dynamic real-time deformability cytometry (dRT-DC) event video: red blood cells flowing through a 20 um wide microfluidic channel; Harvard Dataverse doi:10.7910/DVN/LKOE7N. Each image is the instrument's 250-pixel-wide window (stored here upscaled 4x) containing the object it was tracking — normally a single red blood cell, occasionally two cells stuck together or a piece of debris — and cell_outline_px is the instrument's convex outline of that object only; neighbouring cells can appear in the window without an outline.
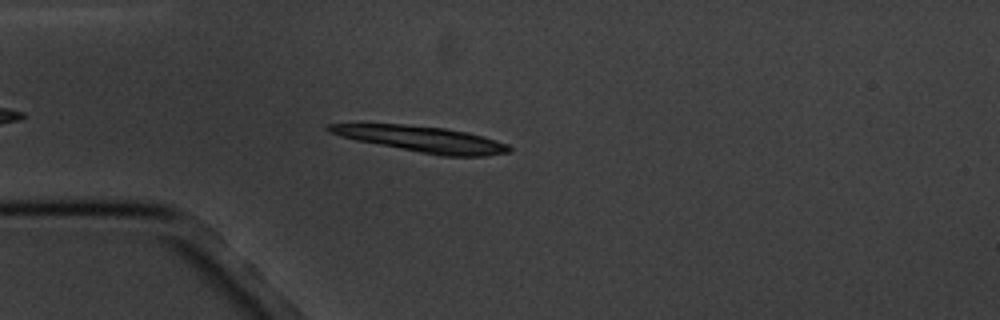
{"species": "common noctule bat (a hibernating species)", "species_latin": "Nyctalus noctula", "temperature_condition": "cold", "stored_images_in_passage": 3, "camera_frame_rate_fps": 3000, "um_per_image_px": 0.085, "animal": {"sex": "male", "body_mass_g": 20.1, "forearm_length_mm": 53.5}, "frame": {"image": 1, "passage_image": 2, "time_ms": 1.333, "image_size_px": [1000, 320], "cell_outline_px": [[512, 152], [484, 156], [440, 156], [356, 140], [340, 136], [328, 132], [324, 128], [324, 124], [404, 124], [444, 128], [468, 132], [508, 144], [512, 148]], "centroid_in_image_um": [35.86, 11.82], "position_along_channel_um": 49.1, "area_um2": 27.17}}